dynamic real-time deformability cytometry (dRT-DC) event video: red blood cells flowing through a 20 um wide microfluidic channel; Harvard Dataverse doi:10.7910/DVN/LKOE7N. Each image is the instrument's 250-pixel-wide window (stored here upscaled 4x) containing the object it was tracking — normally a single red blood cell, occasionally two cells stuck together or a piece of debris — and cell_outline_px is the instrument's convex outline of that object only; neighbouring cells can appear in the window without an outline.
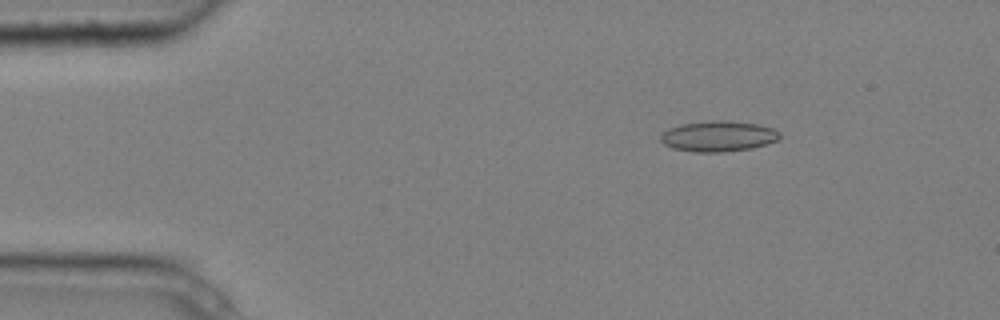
{"species": "common noctule bat (a hibernating species)", "species_latin": "Nyctalus noctula", "temperature_condition": "cold", "stored_images_in_passage": 5, "camera_frame_rate_fps": 3000, "um_per_image_px": 0.085, "animal": {"sex": "male", "body_mass_g": 20.4}, "frame": {"image": 1, "passage_image": 2, "time_ms": 0.333, "image_size_px": [1000, 320], "cell_outline_px": [[780, 136], [776, 140], [752, 148], [724, 152], [696, 152], [672, 148], [664, 144], [660, 140], [660, 136], [668, 128], [680, 124], [712, 120], [728, 120], [760, 124], [772, 128], [780, 132]], "centroid_in_image_um": [61.04, 11.57], "position_along_channel_um": 24.0, "area_um2": 21.33}}